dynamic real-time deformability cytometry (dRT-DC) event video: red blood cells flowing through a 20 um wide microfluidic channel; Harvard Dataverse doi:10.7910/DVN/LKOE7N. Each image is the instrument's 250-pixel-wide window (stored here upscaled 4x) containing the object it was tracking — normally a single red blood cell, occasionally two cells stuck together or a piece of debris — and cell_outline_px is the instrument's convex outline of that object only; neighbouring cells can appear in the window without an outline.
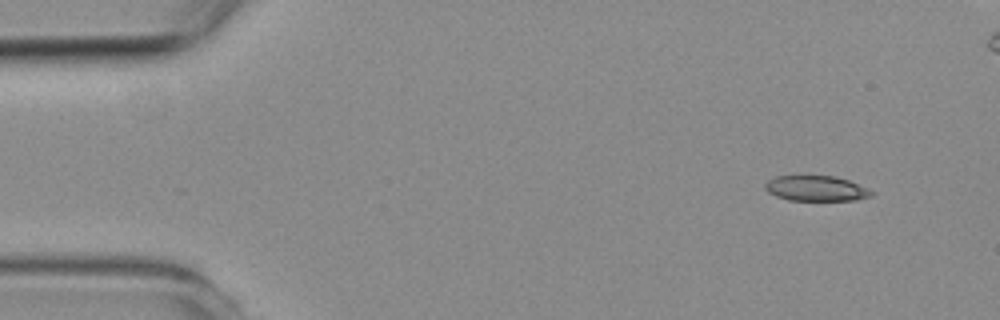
{"species": "common noctule bat (a hibernating species)", "species_latin": "Nyctalus noctula", "temperature_condition": "room temperature", "stored_images_in_passage": 4, "camera_frame_rate_fps": 3000, "um_per_image_px": 0.085, "animal": {"sex": "female", "body_mass_g": 19.3, "forearm_length_mm": 54.1}, "frame": {"image": 1, "passage_image": 1, "time_ms": 0.0, "image_size_px": [1000, 320], "cell_outline_px": [[876, 192], [872, 196], [856, 200], [788, 200], [776, 196], [768, 192], [764, 188], [764, 184], [768, 180], [776, 176], [836, 176], [848, 180], [868, 188]], "centroid_in_image_um": [69.39, 16.02], "position_along_channel_um": 15.6, "area_um2": 15.78}}